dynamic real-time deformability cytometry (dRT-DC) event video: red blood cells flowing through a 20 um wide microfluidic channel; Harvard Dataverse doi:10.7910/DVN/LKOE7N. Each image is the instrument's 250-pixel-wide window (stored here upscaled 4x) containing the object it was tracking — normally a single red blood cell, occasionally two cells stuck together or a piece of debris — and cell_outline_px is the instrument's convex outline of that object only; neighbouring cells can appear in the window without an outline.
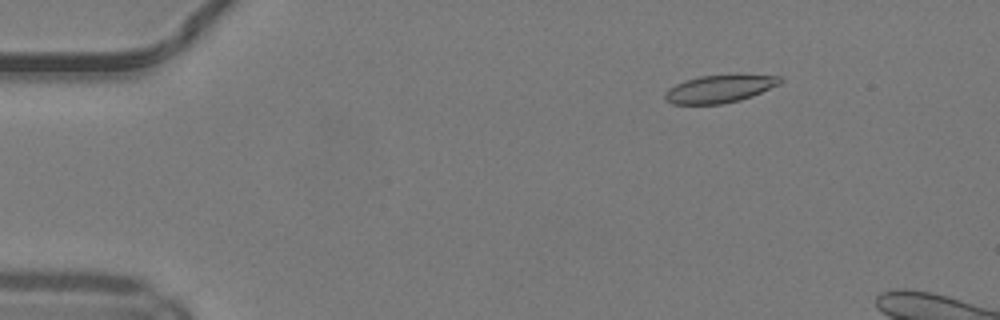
{"species": "common noctule bat (a hibernating species)", "species_latin": "Nyctalus noctula", "temperature_condition": "warm", "stored_images_in_passage": 46, "camera_frame_rate_fps": 3000, "um_per_image_px": 0.085, "animal": {"sex": "male", "body_mass_g": 19.2, "forearm_length_mm": 51.8}, "frame": {"image": 1, "passage_image": 8, "time_ms": 2.333, "image_size_px": [1000, 320], "cell_outline_px": [[784, 80], [780, 84], [752, 96], [740, 100], [720, 104], [672, 104], [664, 96], [664, 92], [668, 88], [684, 80], [700, 76], [740, 72], [784, 76]], "centroid_in_image_um": [61.26, 7.49], "position_along_channel_um": 23.7, "area_um2": 19.42}}
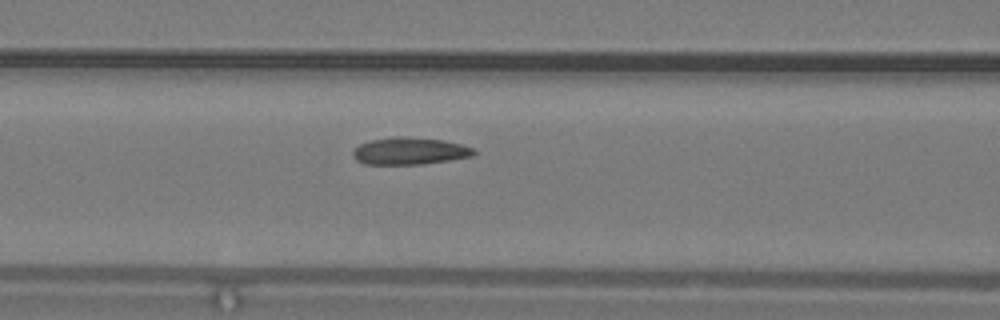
{"frame": {"image": 2, "passage_image": 22, "time_ms": 7.0, "image_size_px": [1000, 320], "cell_outline_px": [[476, 152], [472, 156], [424, 164], [364, 164], [356, 160], [352, 156], [352, 152], [360, 144], [372, 140], [392, 136], [404, 136], [444, 140], [476, 148]], "centroid_in_image_um": [34.83, 12.83], "position_along_channel_um": 131.8, "area_um2": 19.19}}
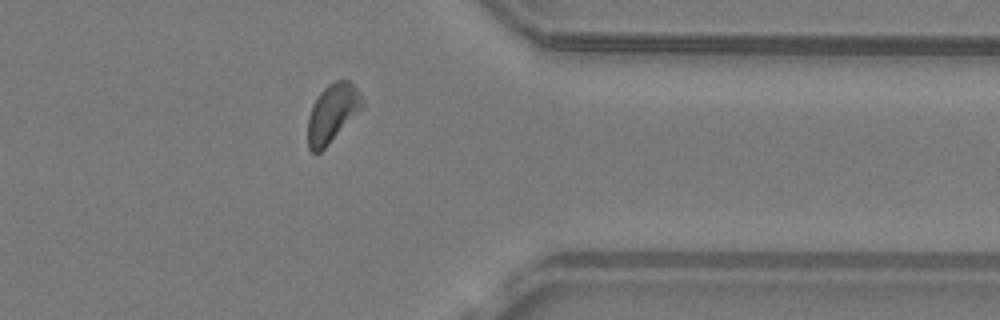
{"frame": {"image": 3, "passage_image": 41, "time_ms": 13.333, "image_size_px": [1000, 320], "cell_outline_px": [[364, 108], [320, 152], [312, 152], [308, 148], [308, 116], [312, 104], [320, 92], [328, 84], [336, 80], [348, 80], [360, 92], [364, 104]], "centroid_in_image_um": [28.26, 9.6], "position_along_channel_um": 383.1, "area_um2": 18.55}}